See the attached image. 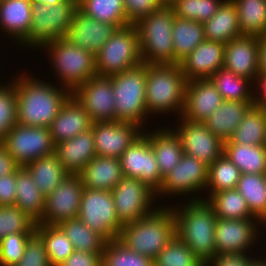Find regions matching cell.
<instances>
[{"mask_svg":"<svg viewBox=\"0 0 266 266\" xmlns=\"http://www.w3.org/2000/svg\"><path fill=\"white\" fill-rule=\"evenodd\" d=\"M25 73L12 79L17 93V123L49 127L72 92L59 84L47 83ZM59 86V87H58Z\"/></svg>","mask_w":266,"mask_h":266,"instance_id":"6da1fadb","label":"cell"},{"mask_svg":"<svg viewBox=\"0 0 266 266\" xmlns=\"http://www.w3.org/2000/svg\"><path fill=\"white\" fill-rule=\"evenodd\" d=\"M191 197L184 204H173L176 235L207 264L216 256L214 233L218 217L205 197Z\"/></svg>","mask_w":266,"mask_h":266,"instance_id":"7a4b0ae2","label":"cell"},{"mask_svg":"<svg viewBox=\"0 0 266 266\" xmlns=\"http://www.w3.org/2000/svg\"><path fill=\"white\" fill-rule=\"evenodd\" d=\"M168 206L123 225L118 239L130 250L154 259L176 235L175 216Z\"/></svg>","mask_w":266,"mask_h":266,"instance_id":"3957f363","label":"cell"},{"mask_svg":"<svg viewBox=\"0 0 266 266\" xmlns=\"http://www.w3.org/2000/svg\"><path fill=\"white\" fill-rule=\"evenodd\" d=\"M187 79L179 64H147L145 102L148 116L177 112L181 117Z\"/></svg>","mask_w":266,"mask_h":266,"instance_id":"277c9868","label":"cell"},{"mask_svg":"<svg viewBox=\"0 0 266 266\" xmlns=\"http://www.w3.org/2000/svg\"><path fill=\"white\" fill-rule=\"evenodd\" d=\"M48 57L62 87L73 92L97 75L95 54L79 48L65 37L45 44Z\"/></svg>","mask_w":266,"mask_h":266,"instance_id":"5b68a950","label":"cell"},{"mask_svg":"<svg viewBox=\"0 0 266 266\" xmlns=\"http://www.w3.org/2000/svg\"><path fill=\"white\" fill-rule=\"evenodd\" d=\"M175 17L172 7L161 6L135 24L142 63L174 64L172 29Z\"/></svg>","mask_w":266,"mask_h":266,"instance_id":"8992f818","label":"cell"},{"mask_svg":"<svg viewBox=\"0 0 266 266\" xmlns=\"http://www.w3.org/2000/svg\"><path fill=\"white\" fill-rule=\"evenodd\" d=\"M113 87L117 121L132 122L144 127L146 108L147 64L141 63L122 73L110 76Z\"/></svg>","mask_w":266,"mask_h":266,"instance_id":"52a82bcc","label":"cell"},{"mask_svg":"<svg viewBox=\"0 0 266 266\" xmlns=\"http://www.w3.org/2000/svg\"><path fill=\"white\" fill-rule=\"evenodd\" d=\"M97 76H112L142 63L139 33L135 24L117 28L95 54Z\"/></svg>","mask_w":266,"mask_h":266,"instance_id":"ba28073f","label":"cell"},{"mask_svg":"<svg viewBox=\"0 0 266 266\" xmlns=\"http://www.w3.org/2000/svg\"><path fill=\"white\" fill-rule=\"evenodd\" d=\"M77 9V0L53 6L33 3L31 28L28 37L20 44L22 48L41 49L45 44L65 37Z\"/></svg>","mask_w":266,"mask_h":266,"instance_id":"9c48e42d","label":"cell"},{"mask_svg":"<svg viewBox=\"0 0 266 266\" xmlns=\"http://www.w3.org/2000/svg\"><path fill=\"white\" fill-rule=\"evenodd\" d=\"M78 218L107 241L119 238V221L111 191L84 188Z\"/></svg>","mask_w":266,"mask_h":266,"instance_id":"30bf717a","label":"cell"},{"mask_svg":"<svg viewBox=\"0 0 266 266\" xmlns=\"http://www.w3.org/2000/svg\"><path fill=\"white\" fill-rule=\"evenodd\" d=\"M1 144L20 167L54 153L55 149L49 127L24 126L18 123L10 129Z\"/></svg>","mask_w":266,"mask_h":266,"instance_id":"8fae6325","label":"cell"},{"mask_svg":"<svg viewBox=\"0 0 266 266\" xmlns=\"http://www.w3.org/2000/svg\"><path fill=\"white\" fill-rule=\"evenodd\" d=\"M111 192L118 219L123 225L148 216L159 207L153 205L157 201L156 192L132 177L124 176Z\"/></svg>","mask_w":266,"mask_h":266,"instance_id":"7c38bea8","label":"cell"},{"mask_svg":"<svg viewBox=\"0 0 266 266\" xmlns=\"http://www.w3.org/2000/svg\"><path fill=\"white\" fill-rule=\"evenodd\" d=\"M260 225L265 227L258 219L217 218L214 233L216 255L248 254L247 251L250 252L251 247L257 245L255 242L260 240Z\"/></svg>","mask_w":266,"mask_h":266,"instance_id":"4fadbf2b","label":"cell"},{"mask_svg":"<svg viewBox=\"0 0 266 266\" xmlns=\"http://www.w3.org/2000/svg\"><path fill=\"white\" fill-rule=\"evenodd\" d=\"M208 170L209 166L206 163L184 153L177 166L164 177L156 197L161 199L163 195L190 197L194 192L199 196L200 191L205 190L207 186Z\"/></svg>","mask_w":266,"mask_h":266,"instance_id":"5bb4252c","label":"cell"},{"mask_svg":"<svg viewBox=\"0 0 266 266\" xmlns=\"http://www.w3.org/2000/svg\"><path fill=\"white\" fill-rule=\"evenodd\" d=\"M119 159L124 176L138 179L156 193L159 191L164 178L159 172L153 148L144 132Z\"/></svg>","mask_w":266,"mask_h":266,"instance_id":"9a60e30c","label":"cell"},{"mask_svg":"<svg viewBox=\"0 0 266 266\" xmlns=\"http://www.w3.org/2000/svg\"><path fill=\"white\" fill-rule=\"evenodd\" d=\"M177 121V128L172 129L179 136L185 154L208 166L223 154L224 142L214 135L204 122L189 121L182 117Z\"/></svg>","mask_w":266,"mask_h":266,"instance_id":"2e32d148","label":"cell"},{"mask_svg":"<svg viewBox=\"0 0 266 266\" xmlns=\"http://www.w3.org/2000/svg\"><path fill=\"white\" fill-rule=\"evenodd\" d=\"M83 184L79 175L67 178L45 197V209L38 224L59 225L69 219L78 218Z\"/></svg>","mask_w":266,"mask_h":266,"instance_id":"e0dca14e","label":"cell"},{"mask_svg":"<svg viewBox=\"0 0 266 266\" xmlns=\"http://www.w3.org/2000/svg\"><path fill=\"white\" fill-rule=\"evenodd\" d=\"M72 95L83 106L93 123L117 121L110 76L96 75L77 87Z\"/></svg>","mask_w":266,"mask_h":266,"instance_id":"ac0fdd59","label":"cell"},{"mask_svg":"<svg viewBox=\"0 0 266 266\" xmlns=\"http://www.w3.org/2000/svg\"><path fill=\"white\" fill-rule=\"evenodd\" d=\"M91 128L97 156L113 158H119L146 129L132 122L121 121L95 122Z\"/></svg>","mask_w":266,"mask_h":266,"instance_id":"d6986e66","label":"cell"},{"mask_svg":"<svg viewBox=\"0 0 266 266\" xmlns=\"http://www.w3.org/2000/svg\"><path fill=\"white\" fill-rule=\"evenodd\" d=\"M224 68L256 85L259 77V37L242 35L225 45Z\"/></svg>","mask_w":266,"mask_h":266,"instance_id":"ffe728a7","label":"cell"},{"mask_svg":"<svg viewBox=\"0 0 266 266\" xmlns=\"http://www.w3.org/2000/svg\"><path fill=\"white\" fill-rule=\"evenodd\" d=\"M223 101L210 78L187 81L181 117L189 121L204 122Z\"/></svg>","mask_w":266,"mask_h":266,"instance_id":"44dd1931","label":"cell"},{"mask_svg":"<svg viewBox=\"0 0 266 266\" xmlns=\"http://www.w3.org/2000/svg\"><path fill=\"white\" fill-rule=\"evenodd\" d=\"M224 53V44L205 39L179 66L188 81L210 78L224 66Z\"/></svg>","mask_w":266,"mask_h":266,"instance_id":"7402d4cb","label":"cell"},{"mask_svg":"<svg viewBox=\"0 0 266 266\" xmlns=\"http://www.w3.org/2000/svg\"><path fill=\"white\" fill-rule=\"evenodd\" d=\"M116 29L115 25L99 22L77 9L65 38L79 48L96 54L102 49Z\"/></svg>","mask_w":266,"mask_h":266,"instance_id":"603a6c76","label":"cell"},{"mask_svg":"<svg viewBox=\"0 0 266 266\" xmlns=\"http://www.w3.org/2000/svg\"><path fill=\"white\" fill-rule=\"evenodd\" d=\"M92 120L83 106L71 95L49 126L53 143L69 140L92 127Z\"/></svg>","mask_w":266,"mask_h":266,"instance_id":"cb8c5ba5","label":"cell"},{"mask_svg":"<svg viewBox=\"0 0 266 266\" xmlns=\"http://www.w3.org/2000/svg\"><path fill=\"white\" fill-rule=\"evenodd\" d=\"M54 153L69 174L78 175L85 165L97 156L93 129L55 145Z\"/></svg>","mask_w":266,"mask_h":266,"instance_id":"d4e9b609","label":"cell"},{"mask_svg":"<svg viewBox=\"0 0 266 266\" xmlns=\"http://www.w3.org/2000/svg\"><path fill=\"white\" fill-rule=\"evenodd\" d=\"M84 188L113 190L124 177L119 158L95 156L78 174Z\"/></svg>","mask_w":266,"mask_h":266,"instance_id":"484cf974","label":"cell"},{"mask_svg":"<svg viewBox=\"0 0 266 266\" xmlns=\"http://www.w3.org/2000/svg\"><path fill=\"white\" fill-rule=\"evenodd\" d=\"M32 4V0L0 2V29L19 44L28 37L31 28Z\"/></svg>","mask_w":266,"mask_h":266,"instance_id":"4316f807","label":"cell"},{"mask_svg":"<svg viewBox=\"0 0 266 266\" xmlns=\"http://www.w3.org/2000/svg\"><path fill=\"white\" fill-rule=\"evenodd\" d=\"M144 134L153 148L158 169L164 178L181 160L184 152L179 136L172 128H158L153 131L145 130Z\"/></svg>","mask_w":266,"mask_h":266,"instance_id":"83f0119b","label":"cell"},{"mask_svg":"<svg viewBox=\"0 0 266 266\" xmlns=\"http://www.w3.org/2000/svg\"><path fill=\"white\" fill-rule=\"evenodd\" d=\"M254 104L256 102L224 100L204 123L214 135L226 142Z\"/></svg>","mask_w":266,"mask_h":266,"instance_id":"f1b7e54d","label":"cell"},{"mask_svg":"<svg viewBox=\"0 0 266 266\" xmlns=\"http://www.w3.org/2000/svg\"><path fill=\"white\" fill-rule=\"evenodd\" d=\"M206 40L226 45L230 40L242 36L238 23V12L233 0H223L217 12L203 23Z\"/></svg>","mask_w":266,"mask_h":266,"instance_id":"f546056e","label":"cell"},{"mask_svg":"<svg viewBox=\"0 0 266 266\" xmlns=\"http://www.w3.org/2000/svg\"><path fill=\"white\" fill-rule=\"evenodd\" d=\"M15 206L37 224L41 221L45 209V196L33 180L25 167L16 170V197Z\"/></svg>","mask_w":266,"mask_h":266,"instance_id":"4dcf8cb0","label":"cell"},{"mask_svg":"<svg viewBox=\"0 0 266 266\" xmlns=\"http://www.w3.org/2000/svg\"><path fill=\"white\" fill-rule=\"evenodd\" d=\"M25 168L29 171L45 197L55 190L69 175L55 153L42 156L27 164Z\"/></svg>","mask_w":266,"mask_h":266,"instance_id":"1f68e13d","label":"cell"},{"mask_svg":"<svg viewBox=\"0 0 266 266\" xmlns=\"http://www.w3.org/2000/svg\"><path fill=\"white\" fill-rule=\"evenodd\" d=\"M224 144L266 146V110L263 105L254 104Z\"/></svg>","mask_w":266,"mask_h":266,"instance_id":"d6a6232c","label":"cell"},{"mask_svg":"<svg viewBox=\"0 0 266 266\" xmlns=\"http://www.w3.org/2000/svg\"><path fill=\"white\" fill-rule=\"evenodd\" d=\"M172 36L174 64H179L205 40L203 23L175 17Z\"/></svg>","mask_w":266,"mask_h":266,"instance_id":"836d02e7","label":"cell"},{"mask_svg":"<svg viewBox=\"0 0 266 266\" xmlns=\"http://www.w3.org/2000/svg\"><path fill=\"white\" fill-rule=\"evenodd\" d=\"M251 214L266 226V174L243 173L237 184Z\"/></svg>","mask_w":266,"mask_h":266,"instance_id":"e575fe53","label":"cell"},{"mask_svg":"<svg viewBox=\"0 0 266 266\" xmlns=\"http://www.w3.org/2000/svg\"><path fill=\"white\" fill-rule=\"evenodd\" d=\"M223 153L240 169L241 174H266V146L224 144Z\"/></svg>","mask_w":266,"mask_h":266,"instance_id":"d590c367","label":"cell"},{"mask_svg":"<svg viewBox=\"0 0 266 266\" xmlns=\"http://www.w3.org/2000/svg\"><path fill=\"white\" fill-rule=\"evenodd\" d=\"M210 79L223 100L256 102L254 83L247 78L236 75L222 67Z\"/></svg>","mask_w":266,"mask_h":266,"instance_id":"8d00e7d4","label":"cell"},{"mask_svg":"<svg viewBox=\"0 0 266 266\" xmlns=\"http://www.w3.org/2000/svg\"><path fill=\"white\" fill-rule=\"evenodd\" d=\"M77 8L86 16L117 28L130 25L123 0H77Z\"/></svg>","mask_w":266,"mask_h":266,"instance_id":"74e56055","label":"cell"},{"mask_svg":"<svg viewBox=\"0 0 266 266\" xmlns=\"http://www.w3.org/2000/svg\"><path fill=\"white\" fill-rule=\"evenodd\" d=\"M242 35L266 36V0H233Z\"/></svg>","mask_w":266,"mask_h":266,"instance_id":"f35d334b","label":"cell"},{"mask_svg":"<svg viewBox=\"0 0 266 266\" xmlns=\"http://www.w3.org/2000/svg\"><path fill=\"white\" fill-rule=\"evenodd\" d=\"M71 241L75 250L103 253L107 240L93 231L79 218L69 219L58 225Z\"/></svg>","mask_w":266,"mask_h":266,"instance_id":"ab89813d","label":"cell"},{"mask_svg":"<svg viewBox=\"0 0 266 266\" xmlns=\"http://www.w3.org/2000/svg\"><path fill=\"white\" fill-rule=\"evenodd\" d=\"M207 201L212 205L218 218L257 219L251 214L245 198L236 188L213 193Z\"/></svg>","mask_w":266,"mask_h":266,"instance_id":"60d3db41","label":"cell"},{"mask_svg":"<svg viewBox=\"0 0 266 266\" xmlns=\"http://www.w3.org/2000/svg\"><path fill=\"white\" fill-rule=\"evenodd\" d=\"M240 169L223 153L209 165L206 200L213 193L237 188L240 179Z\"/></svg>","mask_w":266,"mask_h":266,"instance_id":"b9f144b4","label":"cell"},{"mask_svg":"<svg viewBox=\"0 0 266 266\" xmlns=\"http://www.w3.org/2000/svg\"><path fill=\"white\" fill-rule=\"evenodd\" d=\"M43 240L52 266H58L75 250L58 225H36L35 231Z\"/></svg>","mask_w":266,"mask_h":266,"instance_id":"7bdbcfd3","label":"cell"},{"mask_svg":"<svg viewBox=\"0 0 266 266\" xmlns=\"http://www.w3.org/2000/svg\"><path fill=\"white\" fill-rule=\"evenodd\" d=\"M102 266H154L153 259L130 250L118 238L107 241Z\"/></svg>","mask_w":266,"mask_h":266,"instance_id":"ee69618b","label":"cell"},{"mask_svg":"<svg viewBox=\"0 0 266 266\" xmlns=\"http://www.w3.org/2000/svg\"><path fill=\"white\" fill-rule=\"evenodd\" d=\"M154 266H206L177 236L153 259Z\"/></svg>","mask_w":266,"mask_h":266,"instance_id":"f6af8a7d","label":"cell"},{"mask_svg":"<svg viewBox=\"0 0 266 266\" xmlns=\"http://www.w3.org/2000/svg\"><path fill=\"white\" fill-rule=\"evenodd\" d=\"M36 225L18 206H0V240L11 233H34Z\"/></svg>","mask_w":266,"mask_h":266,"instance_id":"bcb514c9","label":"cell"},{"mask_svg":"<svg viewBox=\"0 0 266 266\" xmlns=\"http://www.w3.org/2000/svg\"><path fill=\"white\" fill-rule=\"evenodd\" d=\"M223 0H177L171 7L176 17L204 23L216 12Z\"/></svg>","mask_w":266,"mask_h":266,"instance_id":"7dc6e473","label":"cell"},{"mask_svg":"<svg viewBox=\"0 0 266 266\" xmlns=\"http://www.w3.org/2000/svg\"><path fill=\"white\" fill-rule=\"evenodd\" d=\"M9 84V85H8ZM17 93L13 82L0 83V142L17 124Z\"/></svg>","mask_w":266,"mask_h":266,"instance_id":"c3c4849f","label":"cell"},{"mask_svg":"<svg viewBox=\"0 0 266 266\" xmlns=\"http://www.w3.org/2000/svg\"><path fill=\"white\" fill-rule=\"evenodd\" d=\"M33 233H11L0 240V266H13L24 255L28 238Z\"/></svg>","mask_w":266,"mask_h":266,"instance_id":"681fc988","label":"cell"},{"mask_svg":"<svg viewBox=\"0 0 266 266\" xmlns=\"http://www.w3.org/2000/svg\"><path fill=\"white\" fill-rule=\"evenodd\" d=\"M13 266H52L44 242L36 232L28 238L24 255Z\"/></svg>","mask_w":266,"mask_h":266,"instance_id":"f907efd6","label":"cell"},{"mask_svg":"<svg viewBox=\"0 0 266 266\" xmlns=\"http://www.w3.org/2000/svg\"><path fill=\"white\" fill-rule=\"evenodd\" d=\"M127 21L136 24L143 17L158 10L161 5L157 0H123Z\"/></svg>","mask_w":266,"mask_h":266,"instance_id":"816d5d0a","label":"cell"},{"mask_svg":"<svg viewBox=\"0 0 266 266\" xmlns=\"http://www.w3.org/2000/svg\"><path fill=\"white\" fill-rule=\"evenodd\" d=\"M58 266H102V253H90L74 250Z\"/></svg>","mask_w":266,"mask_h":266,"instance_id":"f5cc1de1","label":"cell"},{"mask_svg":"<svg viewBox=\"0 0 266 266\" xmlns=\"http://www.w3.org/2000/svg\"><path fill=\"white\" fill-rule=\"evenodd\" d=\"M16 197V171L0 177V206L14 205Z\"/></svg>","mask_w":266,"mask_h":266,"instance_id":"db71d44e","label":"cell"},{"mask_svg":"<svg viewBox=\"0 0 266 266\" xmlns=\"http://www.w3.org/2000/svg\"><path fill=\"white\" fill-rule=\"evenodd\" d=\"M252 256L248 254H219L211 259L206 266H249Z\"/></svg>","mask_w":266,"mask_h":266,"instance_id":"11a10c76","label":"cell"},{"mask_svg":"<svg viewBox=\"0 0 266 266\" xmlns=\"http://www.w3.org/2000/svg\"><path fill=\"white\" fill-rule=\"evenodd\" d=\"M20 166L0 142V177L14 173Z\"/></svg>","mask_w":266,"mask_h":266,"instance_id":"9f6ffc18","label":"cell"},{"mask_svg":"<svg viewBox=\"0 0 266 266\" xmlns=\"http://www.w3.org/2000/svg\"><path fill=\"white\" fill-rule=\"evenodd\" d=\"M254 89H258L255 93V101L258 105L266 104V73H259L258 80ZM258 87V88H257ZM258 93V95H257Z\"/></svg>","mask_w":266,"mask_h":266,"instance_id":"6f0895ef","label":"cell"},{"mask_svg":"<svg viewBox=\"0 0 266 266\" xmlns=\"http://www.w3.org/2000/svg\"><path fill=\"white\" fill-rule=\"evenodd\" d=\"M259 73H266V36L259 37Z\"/></svg>","mask_w":266,"mask_h":266,"instance_id":"680465c9","label":"cell"},{"mask_svg":"<svg viewBox=\"0 0 266 266\" xmlns=\"http://www.w3.org/2000/svg\"><path fill=\"white\" fill-rule=\"evenodd\" d=\"M69 0H32L33 3L43 4L47 6H53L58 3H64Z\"/></svg>","mask_w":266,"mask_h":266,"instance_id":"91938a15","label":"cell"},{"mask_svg":"<svg viewBox=\"0 0 266 266\" xmlns=\"http://www.w3.org/2000/svg\"><path fill=\"white\" fill-rule=\"evenodd\" d=\"M254 258H252L251 263L249 266H266V259H262L259 257L255 258V255H252Z\"/></svg>","mask_w":266,"mask_h":266,"instance_id":"94428289","label":"cell"},{"mask_svg":"<svg viewBox=\"0 0 266 266\" xmlns=\"http://www.w3.org/2000/svg\"><path fill=\"white\" fill-rule=\"evenodd\" d=\"M161 6L171 7L177 0H157Z\"/></svg>","mask_w":266,"mask_h":266,"instance_id":"6125c7cd","label":"cell"}]
</instances>
